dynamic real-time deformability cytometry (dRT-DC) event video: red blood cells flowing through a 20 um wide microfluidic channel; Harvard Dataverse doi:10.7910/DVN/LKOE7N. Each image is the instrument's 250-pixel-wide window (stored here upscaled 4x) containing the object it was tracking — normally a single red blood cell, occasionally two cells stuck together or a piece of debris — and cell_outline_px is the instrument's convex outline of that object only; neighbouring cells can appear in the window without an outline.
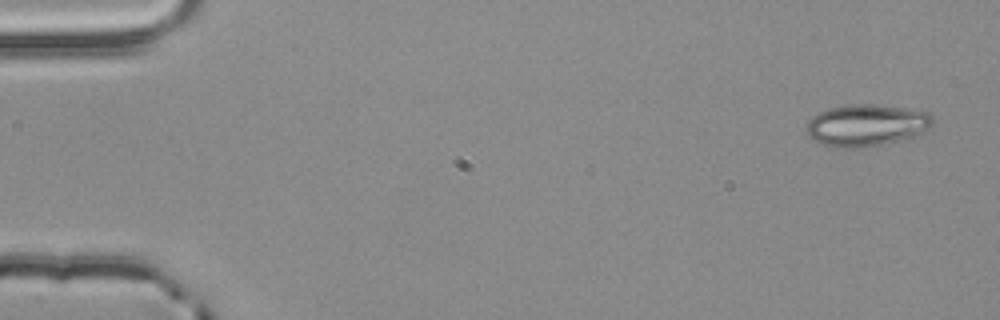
{"species": "common noctule bat (a hibernating species)", "species_latin": "Nyctalus noctula", "temperature_condition": "room temperature", "stored_images_in_passage": 5, "camera_frame_rate_fps": 3000, "um_per_image_px": 0.085, "animal": {"sex": "male", "body_mass_g": 20.4}, "frame": {"image": 1, "passage_image": 1, "time_ms": 0.0, "image_size_px": [1000, 320], "cell_outline_px": [[932, 124], [924, 132], [900, 140], [884, 144], [856, 148], [836, 148], [820, 144], [812, 140], [808, 132], [808, 120], [812, 116], [820, 112], [832, 108], [852, 104], [868, 104], [904, 108], [928, 112], [932, 116]], "centroid_in_image_um": [73.63, 10.66], "position_along_channel_um": 11.4, "area_um2": 30.52}}
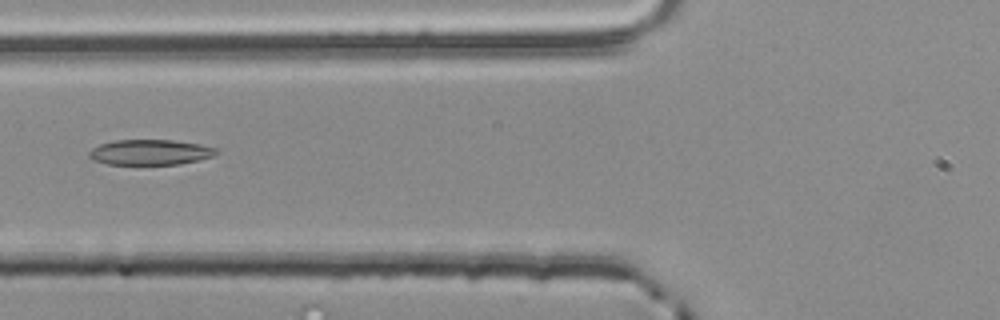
{"frame": {"image": 2, "passage_image": 5, "time_ms": 1.333, "image_size_px": [1000, 320], "cell_outline_px": [[220, 152], [212, 156], [180, 164], [108, 164], [92, 160], [88, 156], [88, 152], [92, 148], [100, 144], [116, 140], [172, 140], [200, 144], [216, 148]], "centroid_in_image_um": [12.74, 12.94], "position_along_channel_um": 113.1, "area_um2": 18.73}}